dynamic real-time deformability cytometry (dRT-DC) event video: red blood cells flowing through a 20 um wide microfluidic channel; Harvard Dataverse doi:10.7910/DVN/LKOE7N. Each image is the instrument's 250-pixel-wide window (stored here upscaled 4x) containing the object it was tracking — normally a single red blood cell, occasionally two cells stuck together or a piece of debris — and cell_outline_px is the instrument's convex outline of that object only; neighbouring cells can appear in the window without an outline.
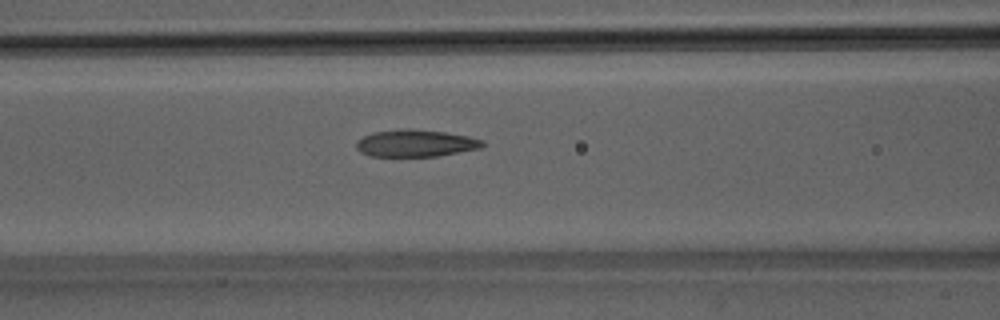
{"species": "Egyptian fruit bat (a non-hibernating species)", "species_latin": "Rousettus aegyptiacus", "temperature_condition": "room temperature", "stored_images_in_passage": 30, "camera_frame_rate_fps": 3000, "um_per_image_px": 0.085, "animal": {"sex": "male"}, "frame": {"image": 1, "passage_image": 21, "time_ms": 6.667, "image_size_px": [1000, 320], "cell_outline_px": [[484, 144], [480, 148], [436, 156], [368, 156], [360, 152], [356, 148], [356, 144], [364, 136], [372, 132], [408, 128], [444, 132], [468, 136], [484, 140]], "centroid_in_image_um": [35.31, 12.17], "position_along_channel_um": 131.3, "area_um2": 19.77}}